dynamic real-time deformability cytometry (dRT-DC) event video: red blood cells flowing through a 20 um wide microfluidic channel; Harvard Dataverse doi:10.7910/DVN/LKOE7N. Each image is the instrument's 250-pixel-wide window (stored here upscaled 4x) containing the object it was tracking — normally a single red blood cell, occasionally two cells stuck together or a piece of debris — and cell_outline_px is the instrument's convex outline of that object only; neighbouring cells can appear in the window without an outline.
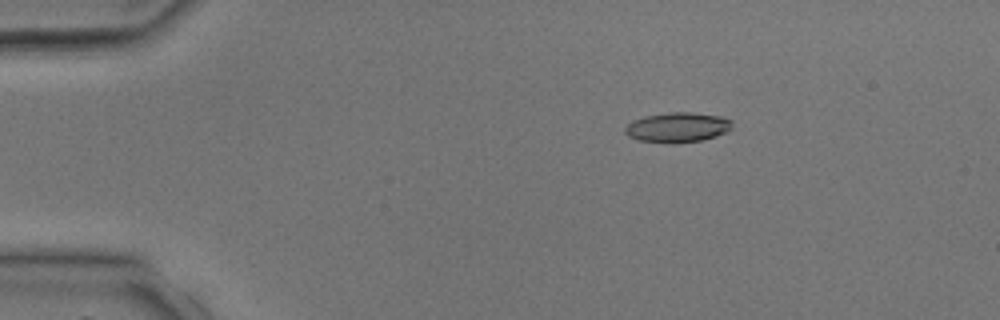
{"species": "common noctule bat (a hibernating species)", "species_latin": "Nyctalus noctula", "temperature_condition": "room temperature", "stored_images_in_passage": 5, "camera_frame_rate_fps": 3000, "um_per_image_px": 0.085, "animal": {"sex": "male", "body_mass_g": 17.9, "forearm_length_mm": 54.2}, "frame": {"image": 1, "passage_image": 3, "time_ms": 2.333, "image_size_px": [1000, 320], "cell_outline_px": [[732, 128], [728, 132], [716, 136], [700, 140], [636, 140], [628, 136], [624, 132], [624, 128], [632, 120], [644, 116], [668, 112], [692, 112], [720, 116], [732, 120]], "centroid_in_image_um": [57.61, 10.77], "position_along_channel_um": 27.4, "area_um2": 18.03}}